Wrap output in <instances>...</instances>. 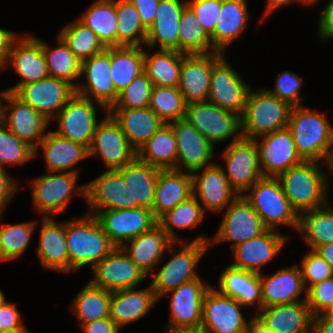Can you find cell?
<instances>
[{
	"label": "cell",
	"instance_id": "cell-1",
	"mask_svg": "<svg viewBox=\"0 0 333 333\" xmlns=\"http://www.w3.org/2000/svg\"><path fill=\"white\" fill-rule=\"evenodd\" d=\"M318 161H303L281 173L279 179L292 208L302 213L321 208L329 203L330 171L322 170ZM330 173V174H329Z\"/></svg>",
	"mask_w": 333,
	"mask_h": 333
},
{
	"label": "cell",
	"instance_id": "cell-2",
	"mask_svg": "<svg viewBox=\"0 0 333 333\" xmlns=\"http://www.w3.org/2000/svg\"><path fill=\"white\" fill-rule=\"evenodd\" d=\"M332 126L325 113H317L303 105L291 109L288 128L304 161L323 162L327 167L333 141Z\"/></svg>",
	"mask_w": 333,
	"mask_h": 333
},
{
	"label": "cell",
	"instance_id": "cell-3",
	"mask_svg": "<svg viewBox=\"0 0 333 333\" xmlns=\"http://www.w3.org/2000/svg\"><path fill=\"white\" fill-rule=\"evenodd\" d=\"M65 234L70 272L84 266H91L92 269L116 247L103 232L97 218L88 213L80 218L65 221Z\"/></svg>",
	"mask_w": 333,
	"mask_h": 333
},
{
	"label": "cell",
	"instance_id": "cell-4",
	"mask_svg": "<svg viewBox=\"0 0 333 333\" xmlns=\"http://www.w3.org/2000/svg\"><path fill=\"white\" fill-rule=\"evenodd\" d=\"M210 239L205 235H198L190 242H174L171 245L167 255L171 253L172 257L156 271L157 273L152 272L153 280L150 285L159 300L178 286L200 278L196 266L209 249ZM177 245L181 248L178 252Z\"/></svg>",
	"mask_w": 333,
	"mask_h": 333
},
{
	"label": "cell",
	"instance_id": "cell-5",
	"mask_svg": "<svg viewBox=\"0 0 333 333\" xmlns=\"http://www.w3.org/2000/svg\"><path fill=\"white\" fill-rule=\"evenodd\" d=\"M243 196L257 212L267 229L278 231L279 226L298 231L300 216L292 208L277 177H263Z\"/></svg>",
	"mask_w": 333,
	"mask_h": 333
},
{
	"label": "cell",
	"instance_id": "cell-6",
	"mask_svg": "<svg viewBox=\"0 0 333 333\" xmlns=\"http://www.w3.org/2000/svg\"><path fill=\"white\" fill-rule=\"evenodd\" d=\"M291 109V106L270 94L266 88L252 90L241 116L243 138L256 139L288 127Z\"/></svg>",
	"mask_w": 333,
	"mask_h": 333
},
{
	"label": "cell",
	"instance_id": "cell-7",
	"mask_svg": "<svg viewBox=\"0 0 333 333\" xmlns=\"http://www.w3.org/2000/svg\"><path fill=\"white\" fill-rule=\"evenodd\" d=\"M78 175L50 171L30 180L34 211L42 217H51L65 211L72 196L77 194L85 199V184L76 186Z\"/></svg>",
	"mask_w": 333,
	"mask_h": 333
},
{
	"label": "cell",
	"instance_id": "cell-8",
	"mask_svg": "<svg viewBox=\"0 0 333 333\" xmlns=\"http://www.w3.org/2000/svg\"><path fill=\"white\" fill-rule=\"evenodd\" d=\"M185 119L214 146L226 142L231 137V142L243 137L241 116L221 109L209 101L187 104Z\"/></svg>",
	"mask_w": 333,
	"mask_h": 333
},
{
	"label": "cell",
	"instance_id": "cell-9",
	"mask_svg": "<svg viewBox=\"0 0 333 333\" xmlns=\"http://www.w3.org/2000/svg\"><path fill=\"white\" fill-rule=\"evenodd\" d=\"M0 120L10 132L33 148L46 136L51 122L13 92L6 90L0 94Z\"/></svg>",
	"mask_w": 333,
	"mask_h": 333
},
{
	"label": "cell",
	"instance_id": "cell-10",
	"mask_svg": "<svg viewBox=\"0 0 333 333\" xmlns=\"http://www.w3.org/2000/svg\"><path fill=\"white\" fill-rule=\"evenodd\" d=\"M108 113L101 104L88 98L74 94L60 112L53 118L57 121L59 136L69 139L75 143L84 145L89 149L94 132L101 120L97 119V107Z\"/></svg>",
	"mask_w": 333,
	"mask_h": 333
},
{
	"label": "cell",
	"instance_id": "cell-11",
	"mask_svg": "<svg viewBox=\"0 0 333 333\" xmlns=\"http://www.w3.org/2000/svg\"><path fill=\"white\" fill-rule=\"evenodd\" d=\"M267 230L263 221L243 195H239L225 210L216 234L209 241L211 245L231 243L237 245L259 236Z\"/></svg>",
	"mask_w": 333,
	"mask_h": 333
},
{
	"label": "cell",
	"instance_id": "cell-12",
	"mask_svg": "<svg viewBox=\"0 0 333 333\" xmlns=\"http://www.w3.org/2000/svg\"><path fill=\"white\" fill-rule=\"evenodd\" d=\"M221 156L226 164V168L223 167L225 176L238 195H243L255 182L264 177L254 139L242 137L230 142Z\"/></svg>",
	"mask_w": 333,
	"mask_h": 333
},
{
	"label": "cell",
	"instance_id": "cell-13",
	"mask_svg": "<svg viewBox=\"0 0 333 333\" xmlns=\"http://www.w3.org/2000/svg\"><path fill=\"white\" fill-rule=\"evenodd\" d=\"M251 91L249 84L231 67L224 55L213 65L207 101L242 116Z\"/></svg>",
	"mask_w": 333,
	"mask_h": 333
},
{
	"label": "cell",
	"instance_id": "cell-14",
	"mask_svg": "<svg viewBox=\"0 0 333 333\" xmlns=\"http://www.w3.org/2000/svg\"><path fill=\"white\" fill-rule=\"evenodd\" d=\"M88 152L89 157L102 159L106 171L119 170L137 157V151L109 113L98 123Z\"/></svg>",
	"mask_w": 333,
	"mask_h": 333
},
{
	"label": "cell",
	"instance_id": "cell-15",
	"mask_svg": "<svg viewBox=\"0 0 333 333\" xmlns=\"http://www.w3.org/2000/svg\"><path fill=\"white\" fill-rule=\"evenodd\" d=\"M237 300L211 286L203 299L201 327L207 333H246V320Z\"/></svg>",
	"mask_w": 333,
	"mask_h": 333
},
{
	"label": "cell",
	"instance_id": "cell-16",
	"mask_svg": "<svg viewBox=\"0 0 333 333\" xmlns=\"http://www.w3.org/2000/svg\"><path fill=\"white\" fill-rule=\"evenodd\" d=\"M110 47L81 62L80 81L75 88L76 94L103 105L109 110L118 98L111 79ZM84 75V76H83Z\"/></svg>",
	"mask_w": 333,
	"mask_h": 333
},
{
	"label": "cell",
	"instance_id": "cell-17",
	"mask_svg": "<svg viewBox=\"0 0 333 333\" xmlns=\"http://www.w3.org/2000/svg\"><path fill=\"white\" fill-rule=\"evenodd\" d=\"M94 216L116 247H122L127 241L150 231L158 224L152 210L143 207L102 210Z\"/></svg>",
	"mask_w": 333,
	"mask_h": 333
},
{
	"label": "cell",
	"instance_id": "cell-18",
	"mask_svg": "<svg viewBox=\"0 0 333 333\" xmlns=\"http://www.w3.org/2000/svg\"><path fill=\"white\" fill-rule=\"evenodd\" d=\"M91 271L94 277L89 281L94 286L109 292L137 288L147 277L122 247H115Z\"/></svg>",
	"mask_w": 333,
	"mask_h": 333
},
{
	"label": "cell",
	"instance_id": "cell-19",
	"mask_svg": "<svg viewBox=\"0 0 333 333\" xmlns=\"http://www.w3.org/2000/svg\"><path fill=\"white\" fill-rule=\"evenodd\" d=\"M14 94L52 121L76 91L69 82L48 76L43 80L21 85Z\"/></svg>",
	"mask_w": 333,
	"mask_h": 333
},
{
	"label": "cell",
	"instance_id": "cell-20",
	"mask_svg": "<svg viewBox=\"0 0 333 333\" xmlns=\"http://www.w3.org/2000/svg\"><path fill=\"white\" fill-rule=\"evenodd\" d=\"M177 142L175 170L193 172L210 166L215 146L205 138L187 119L169 123Z\"/></svg>",
	"mask_w": 333,
	"mask_h": 333
},
{
	"label": "cell",
	"instance_id": "cell-21",
	"mask_svg": "<svg viewBox=\"0 0 333 333\" xmlns=\"http://www.w3.org/2000/svg\"><path fill=\"white\" fill-rule=\"evenodd\" d=\"M261 171L264 177H278L304 160L298 154L288 127L256 139Z\"/></svg>",
	"mask_w": 333,
	"mask_h": 333
},
{
	"label": "cell",
	"instance_id": "cell-22",
	"mask_svg": "<svg viewBox=\"0 0 333 333\" xmlns=\"http://www.w3.org/2000/svg\"><path fill=\"white\" fill-rule=\"evenodd\" d=\"M211 286L198 278L164 294L163 298L171 296V315L164 330L201 327L203 299Z\"/></svg>",
	"mask_w": 333,
	"mask_h": 333
},
{
	"label": "cell",
	"instance_id": "cell-23",
	"mask_svg": "<svg viewBox=\"0 0 333 333\" xmlns=\"http://www.w3.org/2000/svg\"><path fill=\"white\" fill-rule=\"evenodd\" d=\"M13 67L21 78L14 86L5 89L15 92L21 85L43 80L49 76L42 49V39L27 33L13 43L5 69Z\"/></svg>",
	"mask_w": 333,
	"mask_h": 333
},
{
	"label": "cell",
	"instance_id": "cell-24",
	"mask_svg": "<svg viewBox=\"0 0 333 333\" xmlns=\"http://www.w3.org/2000/svg\"><path fill=\"white\" fill-rule=\"evenodd\" d=\"M192 177L193 195L205 213L223 212L239 196L218 163L193 171Z\"/></svg>",
	"mask_w": 333,
	"mask_h": 333
},
{
	"label": "cell",
	"instance_id": "cell-25",
	"mask_svg": "<svg viewBox=\"0 0 333 333\" xmlns=\"http://www.w3.org/2000/svg\"><path fill=\"white\" fill-rule=\"evenodd\" d=\"M85 186L88 214L95 215L102 210L131 209L130 189L117 170H105Z\"/></svg>",
	"mask_w": 333,
	"mask_h": 333
},
{
	"label": "cell",
	"instance_id": "cell-26",
	"mask_svg": "<svg viewBox=\"0 0 333 333\" xmlns=\"http://www.w3.org/2000/svg\"><path fill=\"white\" fill-rule=\"evenodd\" d=\"M290 239V235H282L276 230L267 229L259 236L231 249L235 261L230 265L259 274L260 269L279 255Z\"/></svg>",
	"mask_w": 333,
	"mask_h": 333
},
{
	"label": "cell",
	"instance_id": "cell-27",
	"mask_svg": "<svg viewBox=\"0 0 333 333\" xmlns=\"http://www.w3.org/2000/svg\"><path fill=\"white\" fill-rule=\"evenodd\" d=\"M223 53L183 55L179 90L186 104L208 100L213 65Z\"/></svg>",
	"mask_w": 333,
	"mask_h": 333
},
{
	"label": "cell",
	"instance_id": "cell-28",
	"mask_svg": "<svg viewBox=\"0 0 333 333\" xmlns=\"http://www.w3.org/2000/svg\"><path fill=\"white\" fill-rule=\"evenodd\" d=\"M259 278L263 307L292 304L307 299V290L298 264L280 268L269 277L259 273ZM302 294L305 296L303 299L300 298Z\"/></svg>",
	"mask_w": 333,
	"mask_h": 333
},
{
	"label": "cell",
	"instance_id": "cell-29",
	"mask_svg": "<svg viewBox=\"0 0 333 333\" xmlns=\"http://www.w3.org/2000/svg\"><path fill=\"white\" fill-rule=\"evenodd\" d=\"M39 242L36 248L41 265L58 273H70V260L66 243L65 221L41 217ZM54 219V220H53Z\"/></svg>",
	"mask_w": 333,
	"mask_h": 333
},
{
	"label": "cell",
	"instance_id": "cell-30",
	"mask_svg": "<svg viewBox=\"0 0 333 333\" xmlns=\"http://www.w3.org/2000/svg\"><path fill=\"white\" fill-rule=\"evenodd\" d=\"M40 148L45 159V166L49 172L79 174L77 164L89 158L88 149L84 145L63 138L51 130L35 147V157L39 154Z\"/></svg>",
	"mask_w": 333,
	"mask_h": 333
},
{
	"label": "cell",
	"instance_id": "cell-31",
	"mask_svg": "<svg viewBox=\"0 0 333 333\" xmlns=\"http://www.w3.org/2000/svg\"><path fill=\"white\" fill-rule=\"evenodd\" d=\"M255 313L274 333H312L313 315L306 300L262 307Z\"/></svg>",
	"mask_w": 333,
	"mask_h": 333
},
{
	"label": "cell",
	"instance_id": "cell-32",
	"mask_svg": "<svg viewBox=\"0 0 333 333\" xmlns=\"http://www.w3.org/2000/svg\"><path fill=\"white\" fill-rule=\"evenodd\" d=\"M187 0H160L156 17L148 29L145 44L149 48L178 51V33Z\"/></svg>",
	"mask_w": 333,
	"mask_h": 333
},
{
	"label": "cell",
	"instance_id": "cell-33",
	"mask_svg": "<svg viewBox=\"0 0 333 333\" xmlns=\"http://www.w3.org/2000/svg\"><path fill=\"white\" fill-rule=\"evenodd\" d=\"M158 301L151 285L140 290L128 288L111 292L110 319L121 330L146 316Z\"/></svg>",
	"mask_w": 333,
	"mask_h": 333
},
{
	"label": "cell",
	"instance_id": "cell-34",
	"mask_svg": "<svg viewBox=\"0 0 333 333\" xmlns=\"http://www.w3.org/2000/svg\"><path fill=\"white\" fill-rule=\"evenodd\" d=\"M173 243L174 241L157 224L150 231L127 241L122 249L147 276L152 270L157 269Z\"/></svg>",
	"mask_w": 333,
	"mask_h": 333
},
{
	"label": "cell",
	"instance_id": "cell-35",
	"mask_svg": "<svg viewBox=\"0 0 333 333\" xmlns=\"http://www.w3.org/2000/svg\"><path fill=\"white\" fill-rule=\"evenodd\" d=\"M191 196H193V177L191 172L174 169L160 170L152 207L154 217L158 220Z\"/></svg>",
	"mask_w": 333,
	"mask_h": 333
},
{
	"label": "cell",
	"instance_id": "cell-36",
	"mask_svg": "<svg viewBox=\"0 0 333 333\" xmlns=\"http://www.w3.org/2000/svg\"><path fill=\"white\" fill-rule=\"evenodd\" d=\"M108 113L119 124L128 142L136 151L166 124L149 107L110 108Z\"/></svg>",
	"mask_w": 333,
	"mask_h": 333
},
{
	"label": "cell",
	"instance_id": "cell-37",
	"mask_svg": "<svg viewBox=\"0 0 333 333\" xmlns=\"http://www.w3.org/2000/svg\"><path fill=\"white\" fill-rule=\"evenodd\" d=\"M217 290L237 300L242 306H257V312L263 307L259 274L231 265L226 266L218 279Z\"/></svg>",
	"mask_w": 333,
	"mask_h": 333
},
{
	"label": "cell",
	"instance_id": "cell-38",
	"mask_svg": "<svg viewBox=\"0 0 333 333\" xmlns=\"http://www.w3.org/2000/svg\"><path fill=\"white\" fill-rule=\"evenodd\" d=\"M117 171L130 189L131 209L143 207L152 210L160 169L136 157Z\"/></svg>",
	"mask_w": 333,
	"mask_h": 333
},
{
	"label": "cell",
	"instance_id": "cell-39",
	"mask_svg": "<svg viewBox=\"0 0 333 333\" xmlns=\"http://www.w3.org/2000/svg\"><path fill=\"white\" fill-rule=\"evenodd\" d=\"M247 0H222L219 18L210 36L213 48L225 54L227 47L244 31L250 17Z\"/></svg>",
	"mask_w": 333,
	"mask_h": 333
},
{
	"label": "cell",
	"instance_id": "cell-40",
	"mask_svg": "<svg viewBox=\"0 0 333 333\" xmlns=\"http://www.w3.org/2000/svg\"><path fill=\"white\" fill-rule=\"evenodd\" d=\"M137 158L160 170H175L177 142L171 125L157 130L137 151Z\"/></svg>",
	"mask_w": 333,
	"mask_h": 333
},
{
	"label": "cell",
	"instance_id": "cell-41",
	"mask_svg": "<svg viewBox=\"0 0 333 333\" xmlns=\"http://www.w3.org/2000/svg\"><path fill=\"white\" fill-rule=\"evenodd\" d=\"M183 53L157 49L153 54L144 50V72L154 86L178 87Z\"/></svg>",
	"mask_w": 333,
	"mask_h": 333
},
{
	"label": "cell",
	"instance_id": "cell-42",
	"mask_svg": "<svg viewBox=\"0 0 333 333\" xmlns=\"http://www.w3.org/2000/svg\"><path fill=\"white\" fill-rule=\"evenodd\" d=\"M78 17L94 31L105 48L117 46L116 0H95L87 11Z\"/></svg>",
	"mask_w": 333,
	"mask_h": 333
},
{
	"label": "cell",
	"instance_id": "cell-43",
	"mask_svg": "<svg viewBox=\"0 0 333 333\" xmlns=\"http://www.w3.org/2000/svg\"><path fill=\"white\" fill-rule=\"evenodd\" d=\"M110 65L111 79L119 93L144 72V49L140 46L110 47Z\"/></svg>",
	"mask_w": 333,
	"mask_h": 333
},
{
	"label": "cell",
	"instance_id": "cell-44",
	"mask_svg": "<svg viewBox=\"0 0 333 333\" xmlns=\"http://www.w3.org/2000/svg\"><path fill=\"white\" fill-rule=\"evenodd\" d=\"M111 292L94 286L90 281L73 299L71 313L77 317L80 327L97 319L110 318Z\"/></svg>",
	"mask_w": 333,
	"mask_h": 333
},
{
	"label": "cell",
	"instance_id": "cell-45",
	"mask_svg": "<svg viewBox=\"0 0 333 333\" xmlns=\"http://www.w3.org/2000/svg\"><path fill=\"white\" fill-rule=\"evenodd\" d=\"M298 231L302 240L313 251L319 246L333 242V208L330 203L302 213Z\"/></svg>",
	"mask_w": 333,
	"mask_h": 333
},
{
	"label": "cell",
	"instance_id": "cell-46",
	"mask_svg": "<svg viewBox=\"0 0 333 333\" xmlns=\"http://www.w3.org/2000/svg\"><path fill=\"white\" fill-rule=\"evenodd\" d=\"M55 47H50L42 40V49L47 63L49 76L69 82L75 88L80 81L81 61L69 49L64 40L58 36Z\"/></svg>",
	"mask_w": 333,
	"mask_h": 333
},
{
	"label": "cell",
	"instance_id": "cell-47",
	"mask_svg": "<svg viewBox=\"0 0 333 333\" xmlns=\"http://www.w3.org/2000/svg\"><path fill=\"white\" fill-rule=\"evenodd\" d=\"M178 33V51L186 54H209L217 52L210 36L201 26L193 9L187 4L182 12Z\"/></svg>",
	"mask_w": 333,
	"mask_h": 333
},
{
	"label": "cell",
	"instance_id": "cell-48",
	"mask_svg": "<svg viewBox=\"0 0 333 333\" xmlns=\"http://www.w3.org/2000/svg\"><path fill=\"white\" fill-rule=\"evenodd\" d=\"M205 212L202 205L197 198L193 195L184 202L179 203L175 208L165 213L158 219V225L166 232L167 236L174 242H185L181 239L177 230H184L194 228L199 225Z\"/></svg>",
	"mask_w": 333,
	"mask_h": 333
},
{
	"label": "cell",
	"instance_id": "cell-49",
	"mask_svg": "<svg viewBox=\"0 0 333 333\" xmlns=\"http://www.w3.org/2000/svg\"><path fill=\"white\" fill-rule=\"evenodd\" d=\"M117 46H144L148 30L129 0H116Z\"/></svg>",
	"mask_w": 333,
	"mask_h": 333
},
{
	"label": "cell",
	"instance_id": "cell-50",
	"mask_svg": "<svg viewBox=\"0 0 333 333\" xmlns=\"http://www.w3.org/2000/svg\"><path fill=\"white\" fill-rule=\"evenodd\" d=\"M2 218L3 214L0 215V262L21 257L29 247L37 225L34 221L1 224Z\"/></svg>",
	"mask_w": 333,
	"mask_h": 333
},
{
	"label": "cell",
	"instance_id": "cell-51",
	"mask_svg": "<svg viewBox=\"0 0 333 333\" xmlns=\"http://www.w3.org/2000/svg\"><path fill=\"white\" fill-rule=\"evenodd\" d=\"M58 35L81 62L105 49L94 31L78 18L62 27Z\"/></svg>",
	"mask_w": 333,
	"mask_h": 333
},
{
	"label": "cell",
	"instance_id": "cell-52",
	"mask_svg": "<svg viewBox=\"0 0 333 333\" xmlns=\"http://www.w3.org/2000/svg\"><path fill=\"white\" fill-rule=\"evenodd\" d=\"M186 105L178 87L153 86L149 108L166 124L185 118Z\"/></svg>",
	"mask_w": 333,
	"mask_h": 333
},
{
	"label": "cell",
	"instance_id": "cell-53",
	"mask_svg": "<svg viewBox=\"0 0 333 333\" xmlns=\"http://www.w3.org/2000/svg\"><path fill=\"white\" fill-rule=\"evenodd\" d=\"M35 158V148L10 132L0 120V167L24 165Z\"/></svg>",
	"mask_w": 333,
	"mask_h": 333
},
{
	"label": "cell",
	"instance_id": "cell-54",
	"mask_svg": "<svg viewBox=\"0 0 333 333\" xmlns=\"http://www.w3.org/2000/svg\"><path fill=\"white\" fill-rule=\"evenodd\" d=\"M153 83L145 72L138 75L125 89L118 94L116 102L111 108H147Z\"/></svg>",
	"mask_w": 333,
	"mask_h": 333
},
{
	"label": "cell",
	"instance_id": "cell-55",
	"mask_svg": "<svg viewBox=\"0 0 333 333\" xmlns=\"http://www.w3.org/2000/svg\"><path fill=\"white\" fill-rule=\"evenodd\" d=\"M302 77L291 71L281 72L275 80L274 89H266L270 94L275 95L282 102L292 108L302 105L303 96H300L303 87Z\"/></svg>",
	"mask_w": 333,
	"mask_h": 333
},
{
	"label": "cell",
	"instance_id": "cell-56",
	"mask_svg": "<svg viewBox=\"0 0 333 333\" xmlns=\"http://www.w3.org/2000/svg\"><path fill=\"white\" fill-rule=\"evenodd\" d=\"M300 269L306 290L312 285L333 277L331 266L313 250L304 254Z\"/></svg>",
	"mask_w": 333,
	"mask_h": 333
},
{
	"label": "cell",
	"instance_id": "cell-57",
	"mask_svg": "<svg viewBox=\"0 0 333 333\" xmlns=\"http://www.w3.org/2000/svg\"><path fill=\"white\" fill-rule=\"evenodd\" d=\"M187 4L193 9L206 33L211 36L220 15L222 0H187Z\"/></svg>",
	"mask_w": 333,
	"mask_h": 333
},
{
	"label": "cell",
	"instance_id": "cell-58",
	"mask_svg": "<svg viewBox=\"0 0 333 333\" xmlns=\"http://www.w3.org/2000/svg\"><path fill=\"white\" fill-rule=\"evenodd\" d=\"M307 304L313 316L333 304V277L312 285L307 290Z\"/></svg>",
	"mask_w": 333,
	"mask_h": 333
},
{
	"label": "cell",
	"instance_id": "cell-59",
	"mask_svg": "<svg viewBox=\"0 0 333 333\" xmlns=\"http://www.w3.org/2000/svg\"><path fill=\"white\" fill-rule=\"evenodd\" d=\"M3 167H0V215H4L7 205L12 201L14 195L20 191L19 183L16 182Z\"/></svg>",
	"mask_w": 333,
	"mask_h": 333
},
{
	"label": "cell",
	"instance_id": "cell-60",
	"mask_svg": "<svg viewBox=\"0 0 333 333\" xmlns=\"http://www.w3.org/2000/svg\"><path fill=\"white\" fill-rule=\"evenodd\" d=\"M17 304L6 302L0 307V332L26 327L22 320Z\"/></svg>",
	"mask_w": 333,
	"mask_h": 333
},
{
	"label": "cell",
	"instance_id": "cell-61",
	"mask_svg": "<svg viewBox=\"0 0 333 333\" xmlns=\"http://www.w3.org/2000/svg\"><path fill=\"white\" fill-rule=\"evenodd\" d=\"M136 8L143 26L148 30L156 17L160 0H129Z\"/></svg>",
	"mask_w": 333,
	"mask_h": 333
},
{
	"label": "cell",
	"instance_id": "cell-62",
	"mask_svg": "<svg viewBox=\"0 0 333 333\" xmlns=\"http://www.w3.org/2000/svg\"><path fill=\"white\" fill-rule=\"evenodd\" d=\"M318 20V33L322 42L333 38V0H329L323 8Z\"/></svg>",
	"mask_w": 333,
	"mask_h": 333
},
{
	"label": "cell",
	"instance_id": "cell-63",
	"mask_svg": "<svg viewBox=\"0 0 333 333\" xmlns=\"http://www.w3.org/2000/svg\"><path fill=\"white\" fill-rule=\"evenodd\" d=\"M19 36L20 34L0 28V71L5 70L12 45Z\"/></svg>",
	"mask_w": 333,
	"mask_h": 333
},
{
	"label": "cell",
	"instance_id": "cell-64",
	"mask_svg": "<svg viewBox=\"0 0 333 333\" xmlns=\"http://www.w3.org/2000/svg\"><path fill=\"white\" fill-rule=\"evenodd\" d=\"M83 333H121L122 331L110 319H97L81 326Z\"/></svg>",
	"mask_w": 333,
	"mask_h": 333
},
{
	"label": "cell",
	"instance_id": "cell-65",
	"mask_svg": "<svg viewBox=\"0 0 333 333\" xmlns=\"http://www.w3.org/2000/svg\"><path fill=\"white\" fill-rule=\"evenodd\" d=\"M312 333H333V319L322 313L313 316Z\"/></svg>",
	"mask_w": 333,
	"mask_h": 333
},
{
	"label": "cell",
	"instance_id": "cell-66",
	"mask_svg": "<svg viewBox=\"0 0 333 333\" xmlns=\"http://www.w3.org/2000/svg\"><path fill=\"white\" fill-rule=\"evenodd\" d=\"M294 2L306 7L303 0H267V4H265L266 8L264 10V17H262V19H266V16L272 14L274 10L279 9L285 5L287 6L288 4H294Z\"/></svg>",
	"mask_w": 333,
	"mask_h": 333
},
{
	"label": "cell",
	"instance_id": "cell-67",
	"mask_svg": "<svg viewBox=\"0 0 333 333\" xmlns=\"http://www.w3.org/2000/svg\"><path fill=\"white\" fill-rule=\"evenodd\" d=\"M246 333H274L255 315L250 318Z\"/></svg>",
	"mask_w": 333,
	"mask_h": 333
},
{
	"label": "cell",
	"instance_id": "cell-68",
	"mask_svg": "<svg viewBox=\"0 0 333 333\" xmlns=\"http://www.w3.org/2000/svg\"><path fill=\"white\" fill-rule=\"evenodd\" d=\"M333 269V242L319 246L315 250Z\"/></svg>",
	"mask_w": 333,
	"mask_h": 333
},
{
	"label": "cell",
	"instance_id": "cell-69",
	"mask_svg": "<svg viewBox=\"0 0 333 333\" xmlns=\"http://www.w3.org/2000/svg\"><path fill=\"white\" fill-rule=\"evenodd\" d=\"M163 333H207L202 327L198 328H177L173 330H164Z\"/></svg>",
	"mask_w": 333,
	"mask_h": 333
},
{
	"label": "cell",
	"instance_id": "cell-70",
	"mask_svg": "<svg viewBox=\"0 0 333 333\" xmlns=\"http://www.w3.org/2000/svg\"><path fill=\"white\" fill-rule=\"evenodd\" d=\"M326 164L328 165L327 169L331 172V175H333V141H332V149Z\"/></svg>",
	"mask_w": 333,
	"mask_h": 333
},
{
	"label": "cell",
	"instance_id": "cell-71",
	"mask_svg": "<svg viewBox=\"0 0 333 333\" xmlns=\"http://www.w3.org/2000/svg\"><path fill=\"white\" fill-rule=\"evenodd\" d=\"M0 333H30V332L28 331L27 327H19L16 329H11V330L0 332Z\"/></svg>",
	"mask_w": 333,
	"mask_h": 333
},
{
	"label": "cell",
	"instance_id": "cell-72",
	"mask_svg": "<svg viewBox=\"0 0 333 333\" xmlns=\"http://www.w3.org/2000/svg\"><path fill=\"white\" fill-rule=\"evenodd\" d=\"M322 314L327 318L333 319V304L326 308Z\"/></svg>",
	"mask_w": 333,
	"mask_h": 333
},
{
	"label": "cell",
	"instance_id": "cell-73",
	"mask_svg": "<svg viewBox=\"0 0 333 333\" xmlns=\"http://www.w3.org/2000/svg\"><path fill=\"white\" fill-rule=\"evenodd\" d=\"M6 302H8L4 296L3 291L0 289V307L3 306Z\"/></svg>",
	"mask_w": 333,
	"mask_h": 333
},
{
	"label": "cell",
	"instance_id": "cell-74",
	"mask_svg": "<svg viewBox=\"0 0 333 333\" xmlns=\"http://www.w3.org/2000/svg\"><path fill=\"white\" fill-rule=\"evenodd\" d=\"M320 0H303L304 4L306 6H310V5H314L316 3H318Z\"/></svg>",
	"mask_w": 333,
	"mask_h": 333
}]
</instances>
